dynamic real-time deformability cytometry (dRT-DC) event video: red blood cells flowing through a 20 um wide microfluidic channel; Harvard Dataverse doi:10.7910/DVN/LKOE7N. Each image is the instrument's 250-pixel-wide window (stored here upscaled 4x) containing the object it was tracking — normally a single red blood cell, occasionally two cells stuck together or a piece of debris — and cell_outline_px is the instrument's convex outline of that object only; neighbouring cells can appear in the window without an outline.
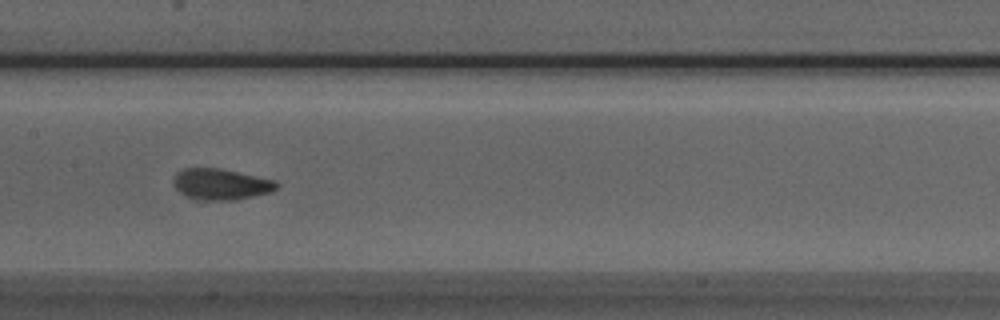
{"species": "Egyptian fruit bat (a non-hibernating species)", "species_latin": "Rousettus aegyptiacus", "temperature_condition": "room temperature", "stored_images_in_passage": 9, "camera_frame_rate_fps": 3000, "um_per_image_px": 0.085, "animal": {"sex": "male"}, "frame": {"image": 1, "passage_image": 8, "time_ms": 2.333, "image_size_px": [1000, 320], "cell_outline_px": [[280, 184], [272, 192], [236, 200], [208, 200], [184, 196], [172, 184], [172, 180], [176, 172], [184, 168], [220, 168], [276, 180]], "centroid_in_image_um": [18.78, 15.65], "position_along_channel_um": 188.6, "area_um2": 18.84}}
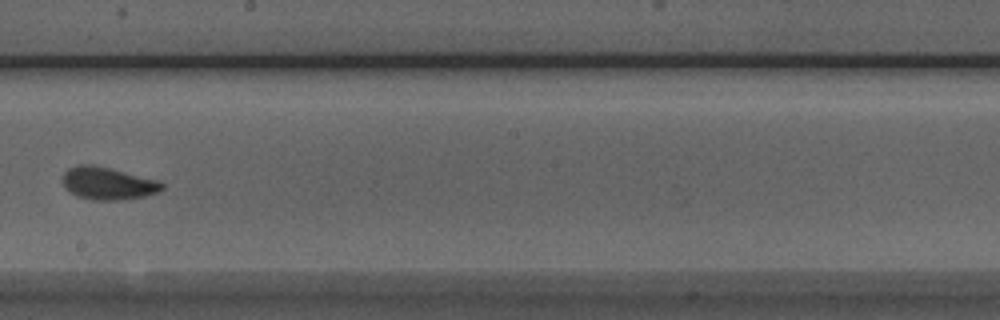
{"frame": {"image": 2, "passage_image": 9, "time_ms": 2.667, "image_size_px": [1000, 320], "cell_outline_px": [[164, 188], [160, 192], [144, 196], [120, 200], [92, 200], [76, 196], [64, 188], [64, 172], [68, 168], [80, 164], [92, 164], [160, 180], [164, 184]], "centroid_in_image_um": [9.19, 15.59], "position_along_channel_um": 239.0, "area_um2": 18.96}}